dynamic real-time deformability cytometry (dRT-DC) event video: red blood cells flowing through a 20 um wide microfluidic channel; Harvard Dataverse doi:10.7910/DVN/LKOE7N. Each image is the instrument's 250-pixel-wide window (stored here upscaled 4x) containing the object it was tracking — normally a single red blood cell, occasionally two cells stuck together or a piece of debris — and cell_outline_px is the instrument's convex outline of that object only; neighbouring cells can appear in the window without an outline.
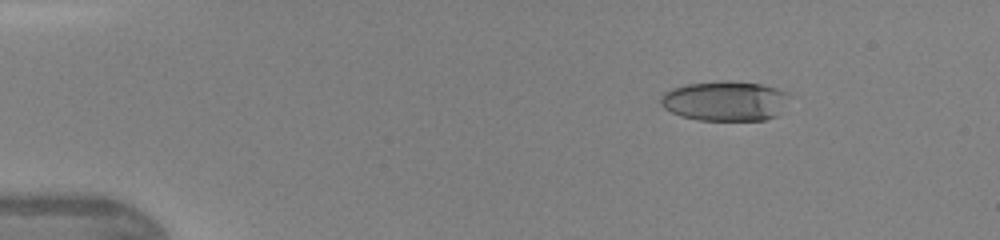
{"species": "human", "species_latin": "Homo sapiens", "temperature_condition": "warm", "stored_images_in_passage": 11, "camera_frame_rate_fps": 3000, "um_per_image_px": 0.085, "donor": {"sex": "female"}, "frame": {"image": 1, "passage_image": 4, "time_ms": 1.0, "image_size_px": [1000, 240], "cell_outline_px": [[788, 96], [776, 116], [764, 120], [696, 120], [680, 116], [664, 108], [660, 104], [660, 96], [664, 92], [672, 88], [684, 84], [728, 80], [760, 84], [776, 88], [784, 92]], "centroid_in_image_um": [61.54, 8.58], "position_along_channel_um": 23.5, "area_um2": 29.77}}